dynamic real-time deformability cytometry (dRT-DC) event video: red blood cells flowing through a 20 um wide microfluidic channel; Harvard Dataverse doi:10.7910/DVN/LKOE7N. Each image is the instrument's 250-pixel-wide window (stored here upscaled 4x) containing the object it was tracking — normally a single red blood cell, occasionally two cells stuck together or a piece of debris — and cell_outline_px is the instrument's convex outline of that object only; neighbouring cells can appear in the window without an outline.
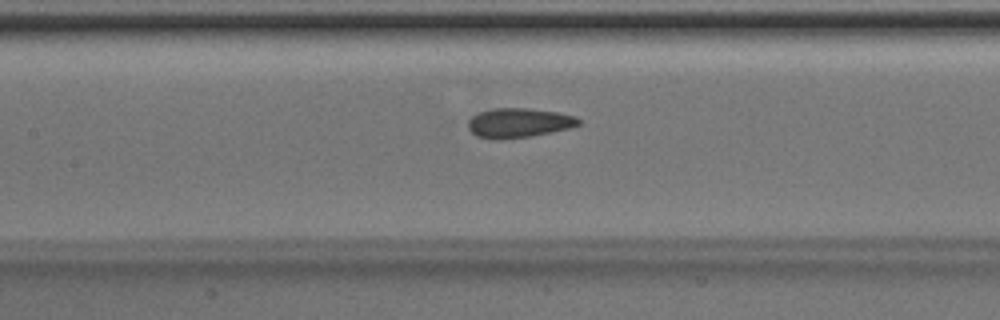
{"species": "Egyptian fruit bat (a non-hibernating species)", "species_latin": "Rousettus aegyptiacus", "temperature_condition": "room temperature", "stored_images_in_passage": 18, "camera_frame_rate_fps": 3000, "um_per_image_px": 0.085, "animal": {"sex": "male"}, "frame": {"image": 1, "passage_image": 16, "time_ms": 5.0, "image_size_px": [1000, 320], "cell_outline_px": [[580, 124], [568, 128], [528, 136], [496, 140], [476, 136], [468, 128], [468, 120], [472, 116], [480, 112], [492, 108], [528, 108], [560, 112], [576, 116], [580, 120]], "centroid_in_image_um": [44.07, 10.43], "position_along_channel_um": 163.3, "area_um2": 18.9}}